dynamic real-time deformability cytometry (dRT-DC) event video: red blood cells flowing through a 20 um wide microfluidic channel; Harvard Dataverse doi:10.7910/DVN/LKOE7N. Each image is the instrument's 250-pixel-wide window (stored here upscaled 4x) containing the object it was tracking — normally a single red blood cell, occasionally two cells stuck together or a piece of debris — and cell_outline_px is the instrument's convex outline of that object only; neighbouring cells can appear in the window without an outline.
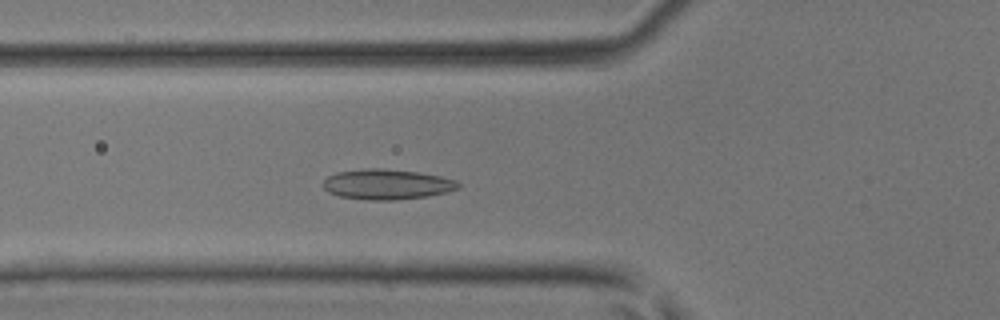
{"species": "common noctule bat (a hibernating species)", "species_latin": "Nyctalus noctula", "temperature_condition": "room temperature", "stored_images_in_passage": 45, "camera_frame_rate_fps": 3000, "um_per_image_px": 0.085, "animal": {"sex": "male", "body_mass_g": 17.9, "forearm_length_mm": 54.2}, "frame": {"image": 1, "passage_image": 16, "time_ms": 5.0, "image_size_px": [1000, 320], "cell_outline_px": [[460, 188], [448, 192], [428, 196], [396, 200], [368, 200], [340, 196], [328, 192], [324, 188], [324, 180], [328, 176], [336, 172], [364, 168], [384, 168], [420, 172], [440, 176], [456, 180], [460, 184]], "centroid_in_image_um": [32.91, 15.66], "position_along_channel_um": 92.9, "area_um2": 24.04}}
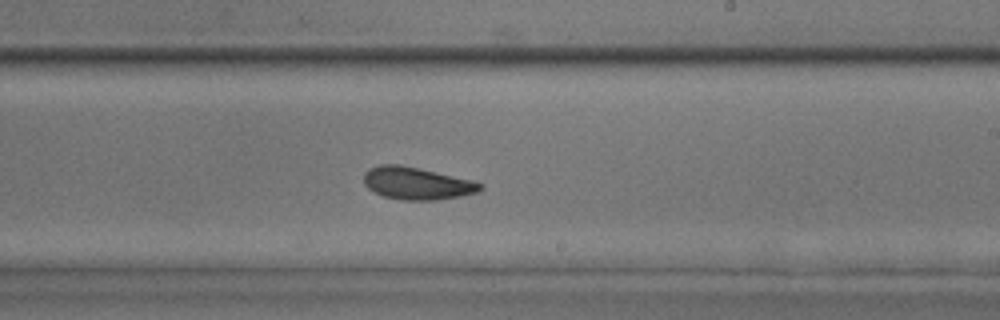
{"frame": {"image": 2, "passage_image": 27, "time_ms": 8.667, "image_size_px": [1000, 320], "cell_outline_px": [[484, 188], [476, 192], [460, 196], [436, 200], [404, 200], [384, 196], [368, 188], [364, 184], [364, 172], [368, 168], [380, 164], [400, 164], [472, 180], [484, 184]], "centroid_in_image_um": [35.42, 15.57], "position_along_channel_um": 253.6, "area_um2": 21.91}}
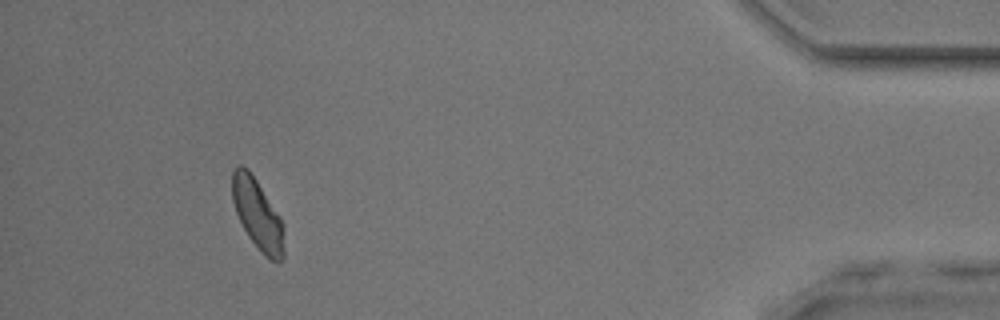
{"frame": {"image": 3, "passage_image": 42, "time_ms": 13.667, "image_size_px": [1000, 320], "cell_outline_px": [[284, 256], [280, 260], [268, 260], [260, 252], [248, 236], [236, 212], [232, 200], [232, 172], [236, 164], [240, 164], [248, 168], [280, 216], [284, 224]], "centroid_in_image_um": [21.89, 18.21], "position_along_channel_um": 413.3, "area_um2": 21.39}}